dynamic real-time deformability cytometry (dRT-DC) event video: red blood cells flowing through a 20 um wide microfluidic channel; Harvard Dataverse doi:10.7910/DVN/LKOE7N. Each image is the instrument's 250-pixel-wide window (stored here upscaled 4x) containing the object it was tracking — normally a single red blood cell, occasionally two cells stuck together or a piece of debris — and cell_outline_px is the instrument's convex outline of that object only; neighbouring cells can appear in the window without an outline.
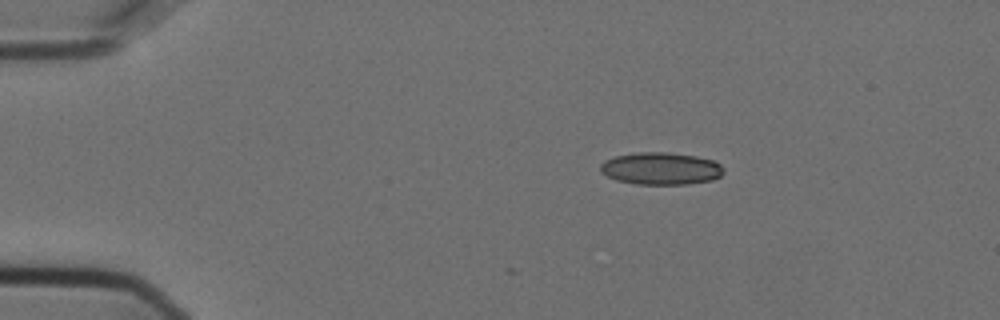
{"species": "Egyptian fruit bat (a non-hibernating species)", "species_latin": "Rousettus aegyptiacus", "temperature_condition": "cold", "stored_images_in_passage": 5, "camera_frame_rate_fps": 3000, "um_per_image_px": 0.085, "animal": {"sex": "female"}, "frame": {"image": 1, "passage_image": 1, "time_ms": 0.0, "image_size_px": [1000, 320], "cell_outline_px": [[724, 172], [720, 176], [712, 180], [688, 184], [636, 184], [616, 180], [600, 172], [600, 164], [604, 160], [616, 156], [636, 152], [668, 152], [696, 156], [716, 160], [724, 168]], "centroid_in_image_um": [56.19, 14.32], "position_along_channel_um": 28.8, "area_um2": 23.41}}